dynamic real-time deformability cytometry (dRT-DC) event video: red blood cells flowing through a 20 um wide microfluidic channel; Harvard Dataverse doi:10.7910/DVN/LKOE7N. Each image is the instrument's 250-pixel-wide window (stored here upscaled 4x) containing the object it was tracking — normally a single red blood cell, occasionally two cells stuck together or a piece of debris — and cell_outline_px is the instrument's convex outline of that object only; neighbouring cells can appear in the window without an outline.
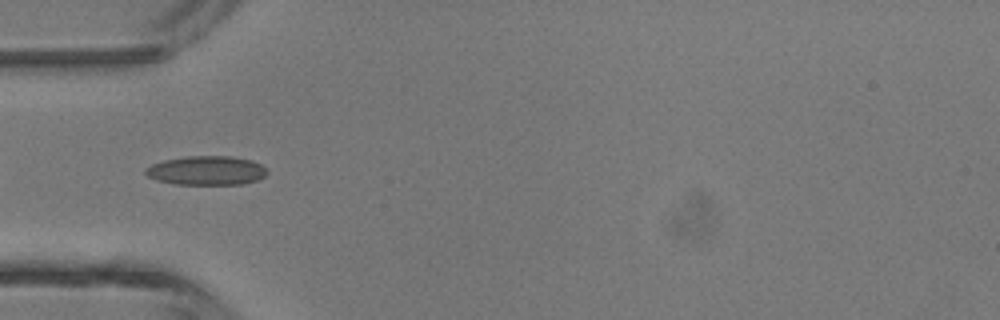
{"species": "common noctule bat (a hibernating species)", "species_latin": "Nyctalus noctula", "temperature_condition": "room temperature", "stored_images_in_passage": 45, "camera_frame_rate_fps": 3000, "um_per_image_px": 0.085, "animal": {"sex": "male", "body_mass_g": 13.3}, "frame": {"image": 1, "passage_image": 14, "time_ms": 4.333, "image_size_px": [1000, 320], "cell_outline_px": [[268, 172], [264, 176], [256, 180], [240, 184], [176, 184], [156, 180], [148, 176], [144, 172], [144, 168], [152, 164], [164, 160], [184, 156], [232, 156], [252, 160], [260, 164]], "centroid_in_image_um": [17.52, 14.48], "position_along_channel_um": 67.5, "area_um2": 20.58}}
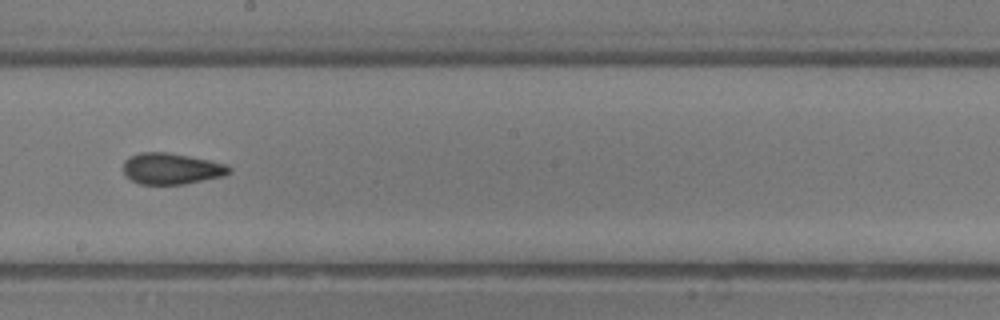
{"frame": {"image": 2, "passage_image": 25, "time_ms": 8.0, "image_size_px": [1000, 320], "cell_outline_px": [[232, 172], [224, 176], [184, 184], [140, 184], [132, 180], [124, 172], [124, 160], [128, 156], [140, 152], [168, 152], [228, 164], [232, 168]], "centroid_in_image_um": [14.6, 14.33], "position_along_channel_um": 233.6, "area_um2": 19.31}}
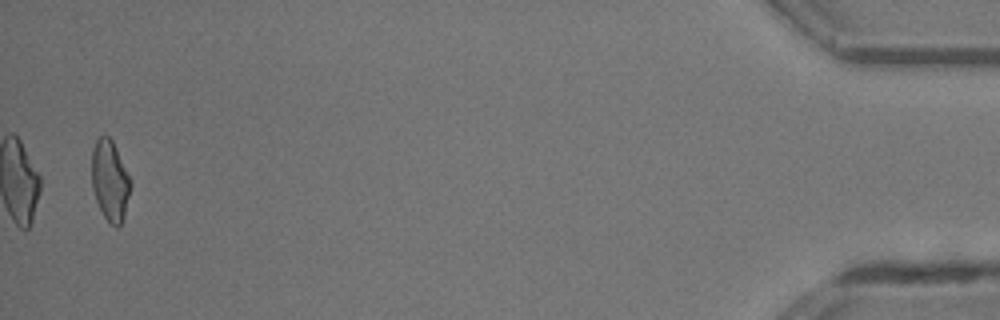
{"frame": {"image": 3, "passage_image": 44, "time_ms": 14.333, "image_size_px": [1000, 320], "cell_outline_px": [[132, 184], [124, 220], [120, 228], [116, 228], [104, 216], [96, 200], [92, 188], [92, 148], [96, 140], [100, 136], [108, 136], [112, 140], [132, 180]], "centroid_in_image_um": [9.38, 15.38], "position_along_channel_um": 425.8, "area_um2": 18.5}, "authors_computed_cell_mechanics": {"area_um2": 19.3052, "velocity_mm_per_s": 4.5038, "shape_relaxation_time_tau1_ms": null, "shape_relaxation_time_tau2_ms": 1.6284, "deformation_change_tau1": null, "deformation_change_tau2": 0.0831}}